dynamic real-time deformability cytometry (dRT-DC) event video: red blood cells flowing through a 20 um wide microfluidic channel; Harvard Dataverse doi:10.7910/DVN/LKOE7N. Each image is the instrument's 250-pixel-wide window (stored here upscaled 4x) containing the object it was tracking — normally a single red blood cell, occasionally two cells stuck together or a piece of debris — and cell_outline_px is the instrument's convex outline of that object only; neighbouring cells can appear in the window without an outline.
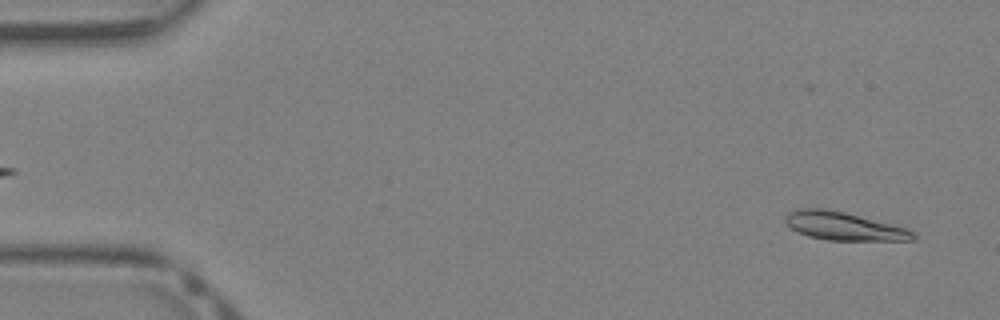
{"species": "Egyptian fruit bat (a non-hibernating species)", "species_latin": "Rousettus aegyptiacus", "temperature_condition": "warm", "stored_images_in_passage": 41, "segment_of_instrument_passage": [1, 2], "camera_frame_rate_fps": 3000, "um_per_image_px": 0.085, "animal": {"sex": "female"}, "frame": {"image": 1, "passage_image": 2, "time_ms": 0.333, "image_size_px": [1000, 320], "cell_outline_px": [[916, 236], [912, 240], [828, 240], [808, 236], [792, 228], [784, 220], [788, 212], [796, 208], [824, 208], [844, 212], [908, 228]], "centroid_in_image_um": [71.7, 19.21], "position_along_channel_um": 13.3, "area_um2": 20.75}}
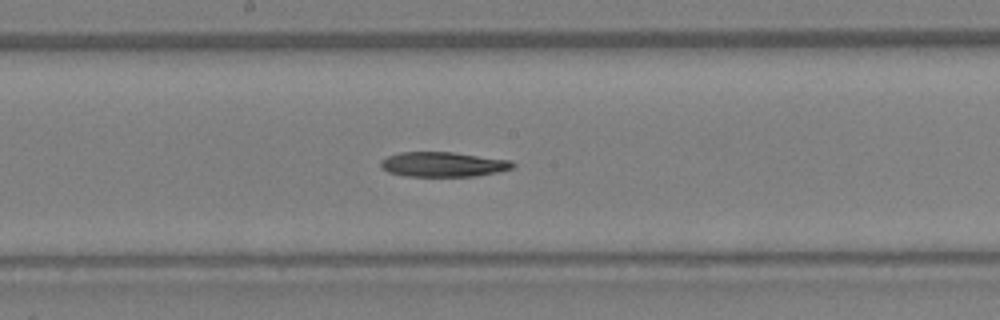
{"frame": {"image": 2, "passage_image": 21, "time_ms": 6.667, "image_size_px": [1000, 320], "cell_outline_px": [[516, 164], [512, 168], [496, 172], [476, 176], [404, 176], [388, 172], [380, 164], [380, 160], [388, 156], [400, 152], [452, 152], [512, 160]], "centroid_in_image_um": [37.67, 13.97], "position_along_channel_um": 210.5, "area_um2": 19.07}}
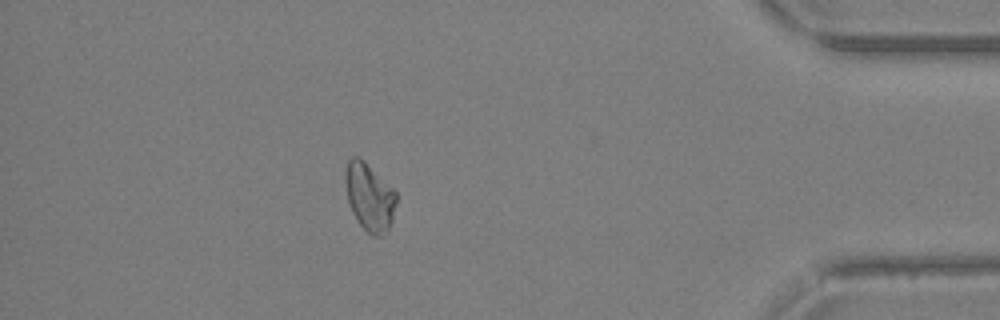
{"frame": {"image": 3, "passage_image": 35, "time_ms": 11.333, "image_size_px": [1000, 320], "cell_outline_px": [[396, 204], [392, 220], [388, 228], [380, 236], [372, 236], [360, 224], [352, 212], [348, 204], [344, 180], [344, 172], [348, 160], [352, 156], [356, 156], [364, 160], [396, 192]], "centroid_in_image_um": [31.37, 16.71], "position_along_channel_um": 403.8, "area_um2": 20.06}}